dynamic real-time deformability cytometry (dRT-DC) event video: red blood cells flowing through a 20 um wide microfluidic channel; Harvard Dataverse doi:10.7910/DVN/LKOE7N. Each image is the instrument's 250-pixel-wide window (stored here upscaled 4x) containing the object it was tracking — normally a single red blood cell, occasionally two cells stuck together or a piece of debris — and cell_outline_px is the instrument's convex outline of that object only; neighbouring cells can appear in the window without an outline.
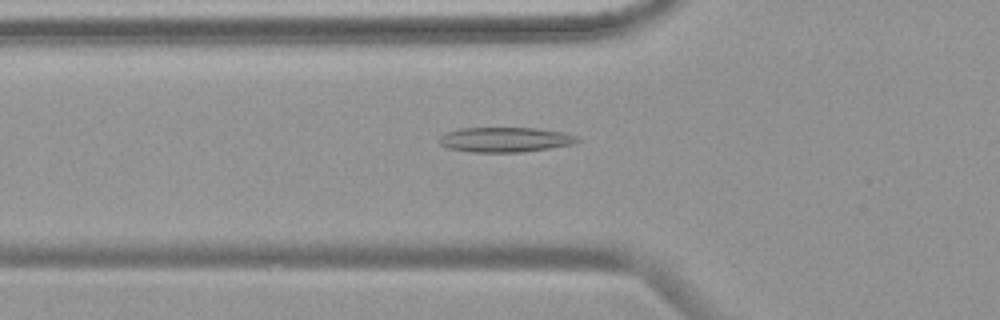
{"species": "common noctule bat (a hibernating species)", "species_latin": "Nyctalus noctula", "temperature_condition": "warm", "stored_images_in_passage": 45, "camera_frame_rate_fps": 3000, "um_per_image_px": 0.085, "animal": {"sex": "female", "body_mass_g": 19.9}, "frame": {"image": 1, "passage_image": 10, "time_ms": 3.0, "image_size_px": [1000, 320], "cell_outline_px": [[580, 140], [572, 144], [548, 148], [520, 152], [472, 152], [448, 148], [440, 144], [436, 140], [440, 136], [448, 132], [460, 128], [536, 128], [564, 132], [580, 136]], "centroid_in_image_um": [42.93, 11.86], "position_along_channel_um": 82.9, "area_um2": 20.06}}
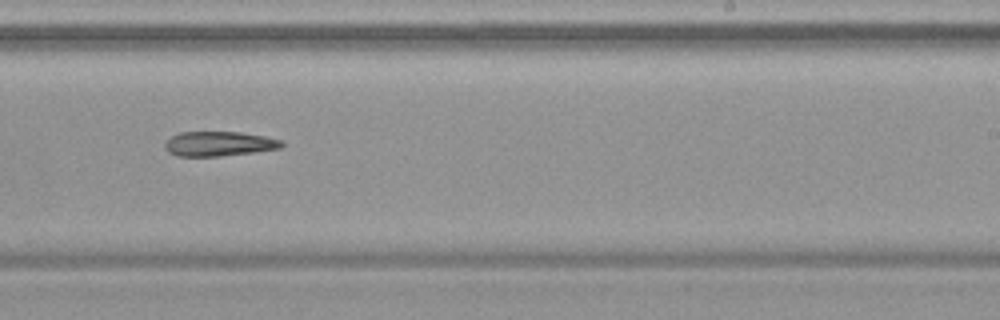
{"frame": {"image": 2, "passage_image": 25, "time_ms": 8.0, "image_size_px": [1000, 320], "cell_outline_px": [[284, 144], [280, 148], [252, 152], [220, 156], [176, 156], [168, 152], [164, 148], [164, 144], [172, 136], [180, 132], [240, 132], [264, 136], [280, 140]], "centroid_in_image_um": [18.57, 12.22], "position_along_channel_um": 270.4, "area_um2": 16.65}}
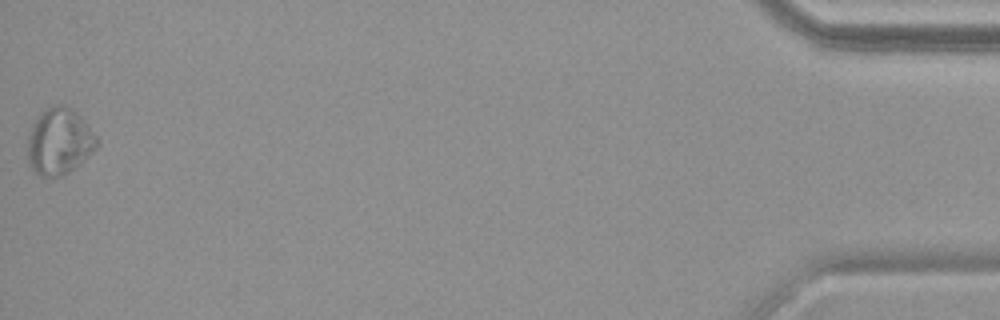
{"frame": {"image": 3, "passage_image": 45, "time_ms": 14.667, "image_size_px": [1000, 320], "cell_outline_px": [[100, 140], [96, 148], [84, 160], [68, 172], [60, 176], [40, 176], [28, 164], [28, 136], [32, 124], [40, 112], [52, 104], [64, 104], [76, 112], [80, 116]], "centroid_in_image_um": [5.03, 12.0], "position_along_channel_um": 430.2, "area_um2": 26.82}}